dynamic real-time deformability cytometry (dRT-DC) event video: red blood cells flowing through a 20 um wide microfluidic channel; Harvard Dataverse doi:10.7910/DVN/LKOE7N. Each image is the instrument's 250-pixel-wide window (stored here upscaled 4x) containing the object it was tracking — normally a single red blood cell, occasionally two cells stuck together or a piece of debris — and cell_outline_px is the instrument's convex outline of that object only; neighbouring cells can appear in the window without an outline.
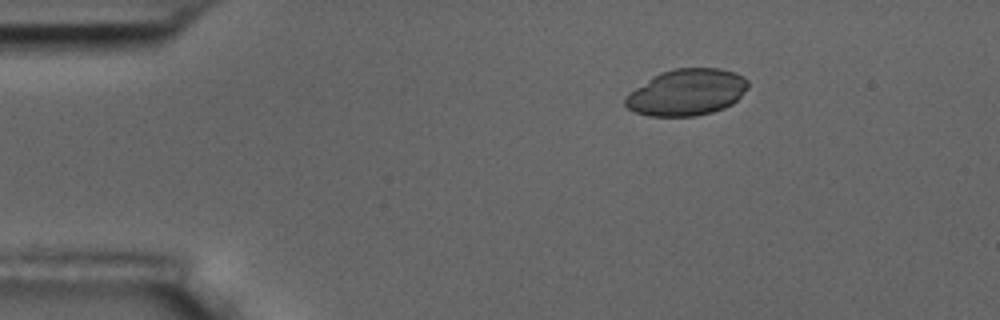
{"species": "common noctule bat (a hibernating species)", "species_latin": "Nyctalus noctula", "temperature_condition": "room temperature", "stored_images_in_passage": 9, "camera_frame_rate_fps": 3000, "um_per_image_px": 0.085, "animal": {"sex": "male", "body_mass_g": 17.5, "forearm_length_mm": 52.3}, "frame": {"image": 1, "passage_image": 1, "time_ms": 0.0, "image_size_px": [1000, 320], "cell_outline_px": [[748, 88], [732, 104], [724, 108], [712, 112], [696, 116], [648, 116], [636, 112], [628, 108], [624, 104], [624, 96], [628, 92], [660, 72], [672, 68], [720, 68], [736, 72], [744, 76], [748, 80]], "centroid_in_image_um": [58.36, 7.84], "position_along_channel_um": 26.6, "area_um2": 33.52}}